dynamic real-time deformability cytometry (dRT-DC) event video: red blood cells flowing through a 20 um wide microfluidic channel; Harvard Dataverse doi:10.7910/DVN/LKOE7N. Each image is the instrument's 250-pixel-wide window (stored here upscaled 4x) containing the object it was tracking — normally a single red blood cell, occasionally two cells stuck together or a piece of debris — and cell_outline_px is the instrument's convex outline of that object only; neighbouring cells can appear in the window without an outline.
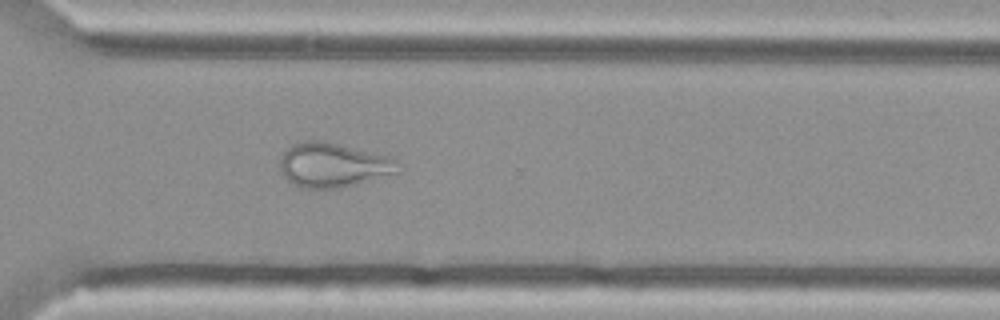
{"species": "Egyptian fruit bat (a non-hibernating species)", "species_latin": "Rousettus aegyptiacus", "temperature_condition": "cold", "stored_images_in_passage": 49, "camera_frame_rate_fps": 3000, "um_per_image_px": 0.085, "animal": {"sex": "female"}, "frame": {"image": 1, "passage_image": 33, "time_ms": 10.667, "image_size_px": [1000, 320], "cell_outline_px": [[396, 172], [356, 184], [336, 188], [304, 188], [292, 184], [284, 176], [280, 168], [280, 160], [284, 152], [292, 144], [300, 140], [324, 140], [388, 156], [396, 160]], "centroid_in_image_um": [28.23, 14.01], "position_along_channel_um": 342.4, "area_um2": 30.17}}
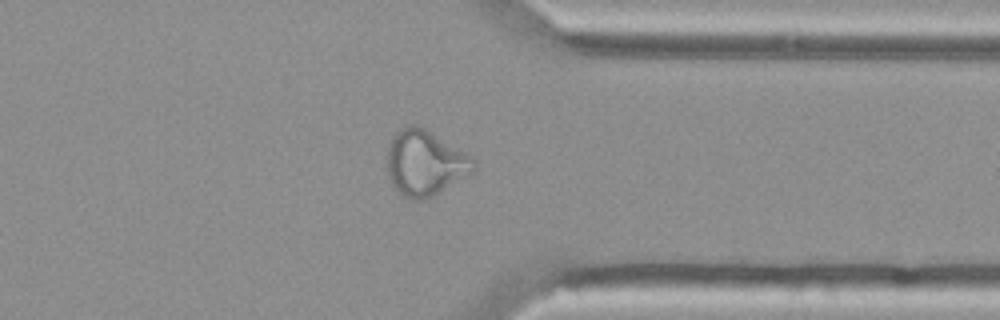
{"frame": {"image": 2, "passage_image": 36, "time_ms": 11.667, "image_size_px": [1000, 320], "cell_outline_px": [[476, 172], [440, 192], [424, 200], [412, 200], [396, 192], [388, 176], [388, 148], [392, 136], [400, 128], [408, 124], [416, 124], [424, 128], [472, 156], [476, 160]], "centroid_in_image_um": [36.15, 13.87], "position_along_channel_um": 375.2, "area_um2": 33.35}}
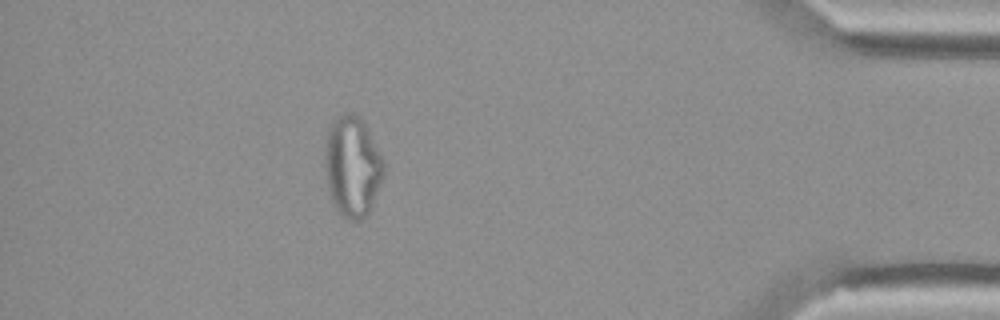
{"frame": {"image": 3, "passage_image": 42, "time_ms": 13.667, "image_size_px": [1000, 320], "cell_outline_px": [[384, 176], [372, 204], [368, 212], [360, 220], [344, 220], [340, 216], [332, 204], [328, 196], [324, 168], [324, 156], [328, 132], [332, 124], [344, 112], [348, 112], [360, 116], [364, 120], [384, 160]], "centroid_in_image_um": [29.94, 14.18], "position_along_channel_um": 405.3, "area_um2": 35.03}}